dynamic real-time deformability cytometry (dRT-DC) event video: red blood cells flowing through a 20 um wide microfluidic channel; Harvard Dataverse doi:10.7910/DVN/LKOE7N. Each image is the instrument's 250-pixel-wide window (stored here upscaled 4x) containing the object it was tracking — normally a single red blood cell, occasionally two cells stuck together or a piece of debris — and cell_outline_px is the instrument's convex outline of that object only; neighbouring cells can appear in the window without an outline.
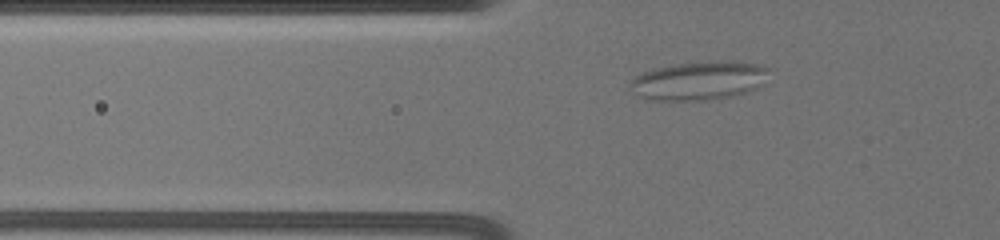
{"species": "common noctule bat (a hibernating species)", "species_latin": "Nyctalus noctula", "temperature_condition": "warm", "stored_images_in_passage": 46, "camera_frame_rate_fps": 3000, "um_per_image_px": 0.085, "animal": {"sex": "female", "body_mass_g": 19.5, "forearm_length_mm": 54.1}, "frame": {"image": 1, "passage_image": 20, "time_ms": 4.333, "image_size_px": [1000, 240], "cell_outline_px": [[768, 68], [756, 88], [732, 96], [704, 100], [644, 100], [636, 96], [628, 88], [628, 84], [636, 76], [652, 68], [676, 64], [716, 60], [732, 60], [764, 64]], "centroid_in_image_um": [59.31, 6.84], "position_along_channel_um": 66.5, "area_um2": 31.39}}
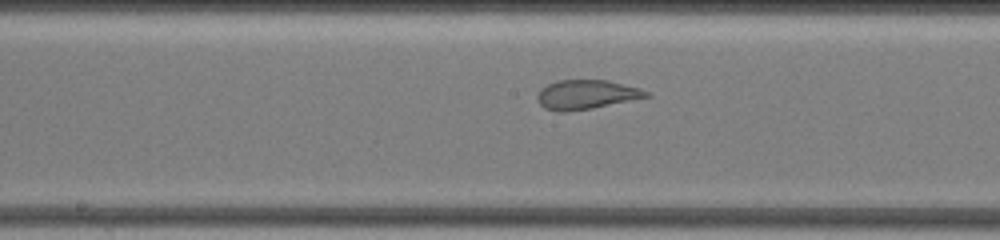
{"frame": {"image": 2, "passage_image": 33, "time_ms": 8.333, "image_size_px": [1000, 240], "cell_outline_px": [[652, 96], [592, 108], [564, 112], [556, 112], [544, 108], [536, 100], [536, 96], [540, 88], [556, 80], [608, 80], [640, 88], [652, 92]], "centroid_in_image_um": [49.83, 8.04], "position_along_channel_um": 198.4, "area_um2": 18.84}}
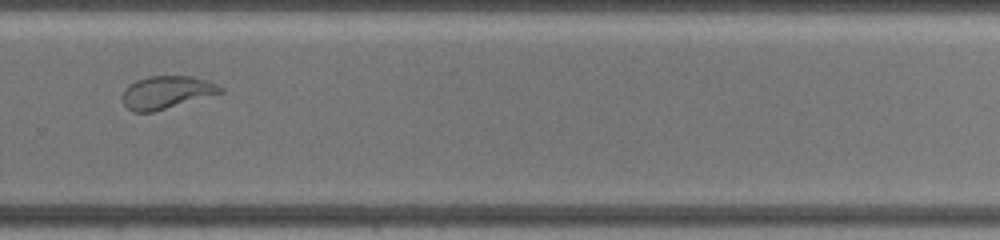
{"frame": {"image": 3, "passage_image": 42, "time_ms": 11.667, "image_size_px": [1000, 240], "cell_outline_px": [[224, 92], [152, 112], [132, 112], [124, 104], [120, 96], [124, 88], [128, 84], [136, 80], [148, 76], [192, 76], [208, 80], [224, 88]], "centroid_in_image_um": [14.12, 7.84], "position_along_channel_um": 315.7, "area_um2": 18.84}}